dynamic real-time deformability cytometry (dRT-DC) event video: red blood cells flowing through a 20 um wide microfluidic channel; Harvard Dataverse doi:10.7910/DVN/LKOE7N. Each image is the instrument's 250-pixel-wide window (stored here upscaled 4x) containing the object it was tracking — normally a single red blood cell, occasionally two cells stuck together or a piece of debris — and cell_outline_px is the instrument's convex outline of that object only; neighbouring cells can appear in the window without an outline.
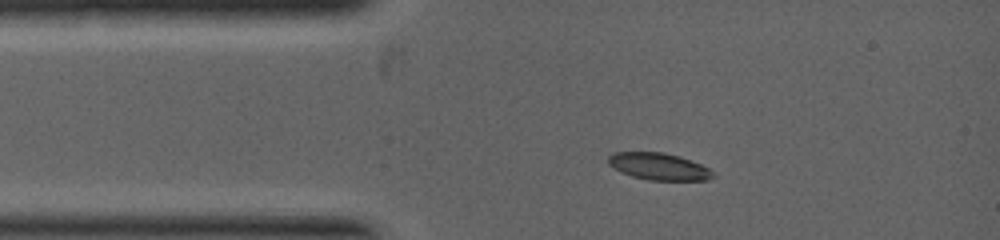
{"species": "common noctule bat (a hibernating species)", "species_latin": "Nyctalus noctula", "temperature_condition": "warm", "stored_images_in_passage": 1, "camera_frame_rate_fps": 5000, "um_per_image_px": 0.085, "animal": {"sex": "female", "body_mass_g": 19.0, "forearm_length_mm": 53.3}, "frame": {"image": 1, "passage_image": 1, "time_ms": 0.0, "image_size_px": [1000, 240], "cell_outline_px": [[716, 176], [708, 180], [648, 180], [632, 176], [608, 164], [608, 156], [616, 152], [664, 152], [680, 156], [700, 164], [708, 168]], "centroid_in_image_um": [56.03, 14.14], "position_along_channel_um": 29.0, "area_um2": 16.3}}